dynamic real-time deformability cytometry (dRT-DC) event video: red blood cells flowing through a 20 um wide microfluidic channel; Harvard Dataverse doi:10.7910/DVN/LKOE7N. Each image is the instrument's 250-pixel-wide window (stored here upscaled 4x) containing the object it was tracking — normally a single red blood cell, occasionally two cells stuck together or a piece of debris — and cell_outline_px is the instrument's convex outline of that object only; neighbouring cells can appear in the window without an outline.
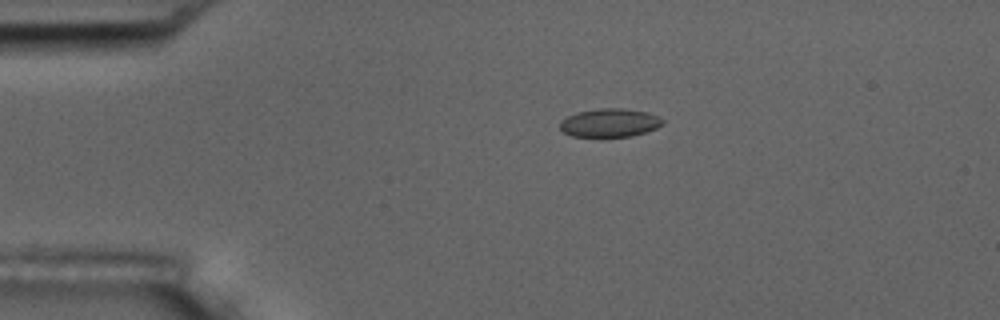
{"species": "common noctule bat (a hibernating species)", "species_latin": "Nyctalus noctula", "temperature_condition": "room temperature", "stored_images_in_passage": 9, "camera_frame_rate_fps": 3000, "um_per_image_px": 0.085, "animal": {"sex": "male", "body_mass_g": 17.5, "forearm_length_mm": 52.3}, "frame": {"image": 1, "passage_image": 2, "time_ms": 1.333, "image_size_px": [1000, 320], "cell_outline_px": [[664, 124], [656, 128], [632, 136], [600, 140], [572, 136], [564, 132], [560, 128], [560, 120], [576, 112], [600, 108], [624, 108], [648, 112], [664, 120]], "centroid_in_image_um": [51.79, 10.48], "position_along_channel_um": 33.2, "area_um2": 17.8}}
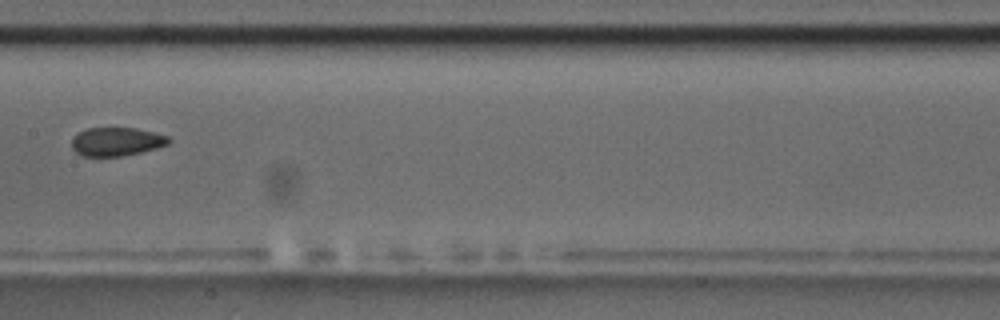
{"frame": {"image": 2, "passage_image": 7, "time_ms": 7.0, "image_size_px": [1000, 320], "cell_outline_px": [[172, 140], [168, 144], [156, 148], [140, 152], [120, 156], [84, 156], [76, 152], [72, 148], [72, 136], [76, 132], [88, 128], [136, 128], [168, 136]], "centroid_in_image_um": [9.87, 12.03], "position_along_channel_um": 197.5, "area_um2": 16.13}}
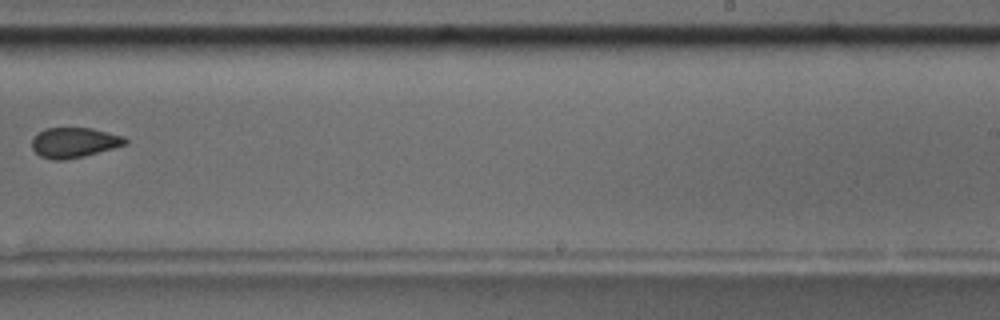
{"frame": {"image": 3, "passage_image": 9, "time_ms": 9.333, "image_size_px": [1000, 320], "cell_outline_px": [[128, 144], [84, 156], [64, 160], [52, 160], [40, 156], [32, 148], [32, 140], [44, 128], [92, 128], [124, 136], [128, 140]], "centroid_in_image_um": [6.33, 12.12], "position_along_channel_um": 282.7, "area_um2": 16.36}}